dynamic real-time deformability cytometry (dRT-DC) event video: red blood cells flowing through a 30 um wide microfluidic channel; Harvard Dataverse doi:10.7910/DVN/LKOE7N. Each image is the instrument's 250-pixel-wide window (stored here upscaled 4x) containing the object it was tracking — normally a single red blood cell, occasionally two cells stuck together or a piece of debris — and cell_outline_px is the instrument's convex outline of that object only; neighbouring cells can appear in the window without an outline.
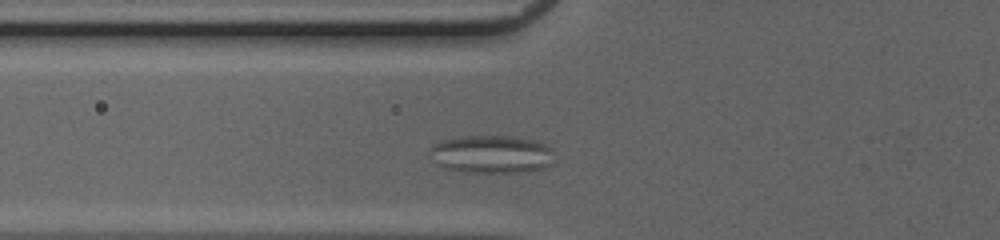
{"species": "common noctule bat (a hibernating species)", "species_latin": "Nyctalus noctula", "temperature_condition": "cold", "stored_images_in_passage": 37, "camera_frame_rate_fps": 3000, "um_per_image_px": 0.085, "animal": {"sex": "female", "body_mass_g": 20.0, "forearm_length_mm": 54.0}, "frame": {"image": 1, "passage_image": 3, "time_ms": 0.667, "image_size_px": [1000, 240], "cell_outline_px": [[552, 164], [544, 168], [520, 172], [464, 172], [444, 168], [436, 164], [428, 156], [428, 148], [432, 144], [440, 140], [460, 136], [516, 136], [536, 140], [552, 148]], "centroid_in_image_um": [41.71, 13.1], "position_along_channel_um": 84.1, "area_um2": 28.09}}
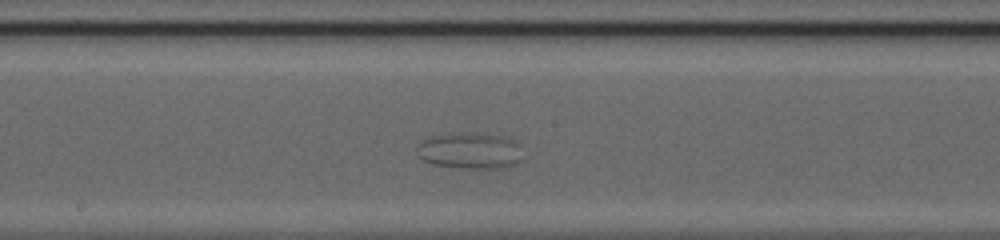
{"frame": {"image": 2, "passage_image": 13, "time_ms": 4.0, "image_size_px": [1000, 240], "cell_outline_px": [[520, 160], [516, 164], [500, 168], [460, 168], [432, 164], [420, 160], [416, 152], [416, 144], [420, 140], [428, 136], [464, 132], [476, 132], [508, 136], [520, 144]], "centroid_in_image_um": [39.89, 12.79], "position_along_channel_um": 208.3, "area_um2": 23.06}}
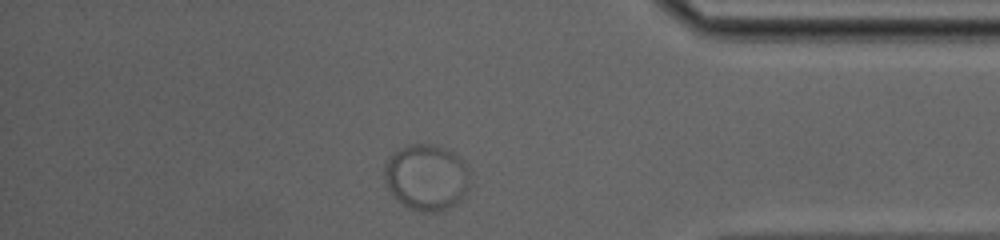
{"frame": {"image": 3, "passage_image": 30, "time_ms": 9.667, "image_size_px": [1000, 240], "cell_outline_px": [[472, 176], [468, 188], [460, 200], [456, 204], [448, 208], [432, 212], [424, 212], [408, 208], [392, 196], [388, 188], [384, 176], [384, 164], [388, 156], [400, 148], [408, 144], [432, 144], [444, 148], [460, 156], [468, 164], [472, 172]], "centroid_in_image_um": [36.28, 15.05], "position_along_channel_um": 398.9, "area_um2": 33.64}, "authors_computed_cell_mechanics": {"area_um2": 27.0504, "velocity_mm_per_s": 3.7143, "shape_relaxation_time_tau1_ms": 5.6228, "shape_relaxation_time_tau2_ms": null, "deformation_change_tau1": 0.0538, "deformation_change_tau2": null}}